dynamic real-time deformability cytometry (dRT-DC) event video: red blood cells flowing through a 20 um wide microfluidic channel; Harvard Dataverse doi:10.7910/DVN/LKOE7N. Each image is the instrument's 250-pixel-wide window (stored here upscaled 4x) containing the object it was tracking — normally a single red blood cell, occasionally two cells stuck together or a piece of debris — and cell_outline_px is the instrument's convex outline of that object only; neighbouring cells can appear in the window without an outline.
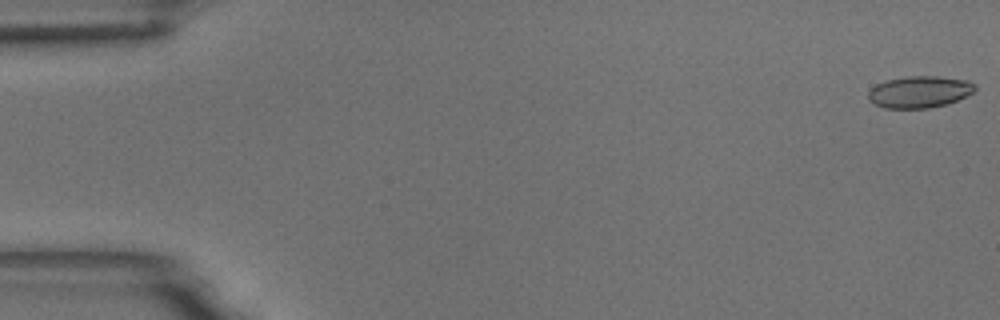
{"species": "common noctule bat (a hibernating species)", "species_latin": "Nyctalus noctula", "temperature_condition": "room temperature", "stored_images_in_passage": 56, "camera_frame_rate_fps": 3000, "um_per_image_px": 0.085, "animal": {"sex": "male", "body_mass_g": 18.8}, "frame": {"image": 1, "passage_image": 1, "time_ms": 0.0, "image_size_px": [1000, 320], "cell_outline_px": [[976, 88], [972, 92], [948, 104], [928, 108], [884, 108], [872, 104], [868, 100], [868, 92], [876, 84], [888, 80], [908, 76], [936, 76], [968, 80], [976, 84]], "centroid_in_image_um": [78.13, 7.81], "position_along_channel_um": 6.9, "area_um2": 19.77}}
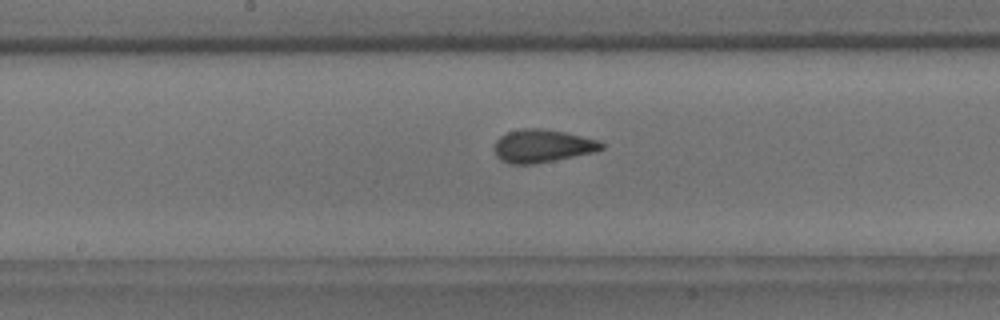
{"frame": {"image": 2, "passage_image": 29, "time_ms": 9.333, "image_size_px": [1000, 320], "cell_outline_px": [[604, 148], [592, 152], [532, 164], [512, 164], [500, 160], [496, 156], [492, 148], [496, 140], [500, 136], [508, 132], [524, 128], [544, 128], [564, 132], [600, 140], [604, 144]], "centroid_in_image_um": [46.05, 12.39], "position_along_channel_um": 202.1, "area_um2": 20.52}}
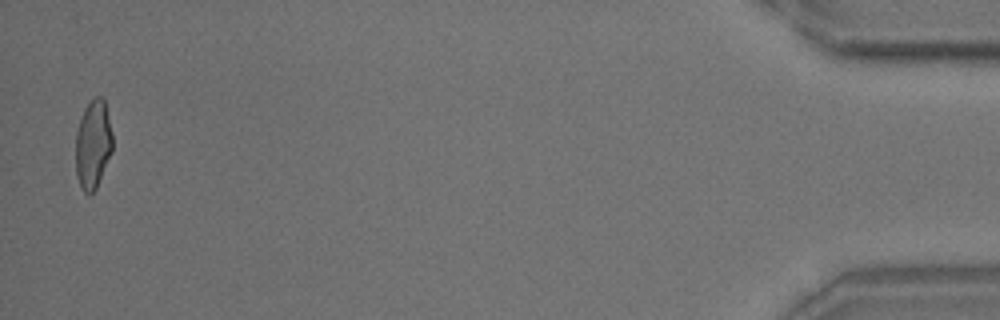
{"frame": {"image": 3, "passage_image": 55, "time_ms": 18.0, "image_size_px": [1000, 320], "cell_outline_px": [[112, 152], [96, 188], [88, 196], [80, 188], [76, 176], [76, 132], [84, 108], [92, 96], [104, 96], [112, 132]], "centroid_in_image_um": [7.91, 12.25], "position_along_channel_um": 427.3, "area_um2": 19.36}, "authors_computed_cell_mechanics": {"area_um2": 19.8543, "velocity_mm_per_s": 3.6375, "shape_relaxation_time_tau1_ms": 7.4532, "shape_relaxation_time_tau2_ms": 0.9972, "deformation_change_tau1": 0.1749, "deformation_change_tau2": 0.0637}}